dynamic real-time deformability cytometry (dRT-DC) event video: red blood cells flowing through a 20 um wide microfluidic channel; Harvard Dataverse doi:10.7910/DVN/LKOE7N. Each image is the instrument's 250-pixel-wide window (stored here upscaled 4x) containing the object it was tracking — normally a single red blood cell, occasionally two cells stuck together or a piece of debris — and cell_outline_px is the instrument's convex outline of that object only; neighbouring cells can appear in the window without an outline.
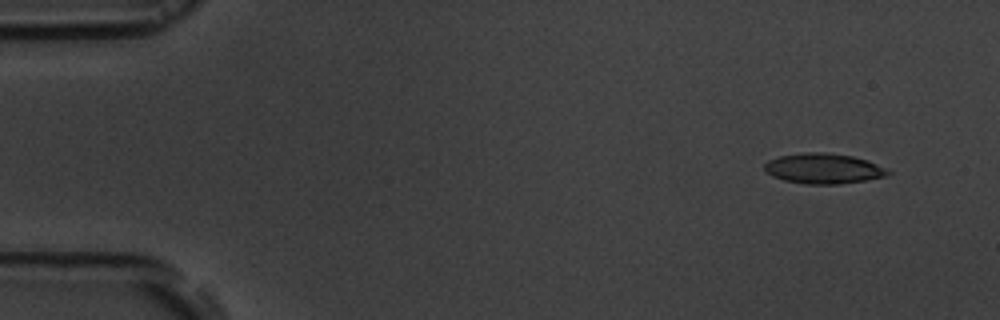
{"species": "common noctule bat (a hibernating species)", "species_latin": "Nyctalus noctula", "temperature_condition": "room temperature", "stored_images_in_passage": 52, "camera_frame_rate_fps": 3000, "um_per_image_px": 0.085, "animal": {"sex": "male", "body_mass_g": 19.5, "forearm_length_mm": 54.6}, "frame": {"image": 1, "passage_image": 1, "time_ms": 0.0, "image_size_px": [1000, 320], "cell_outline_px": [[892, 172], [884, 176], [864, 180], [840, 184], [804, 184], [784, 180], [772, 176], [764, 168], [764, 164], [768, 160], [780, 156], [804, 152], [828, 152], [852, 156], [868, 160]], "centroid_in_image_um": [69.97, 14.32], "position_along_channel_um": 15.0, "area_um2": 21.68}}
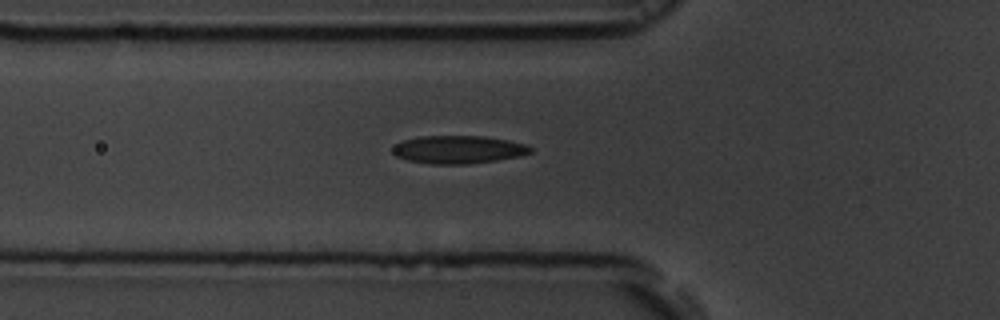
{"frame": {"image": 2, "passage_image": 16, "time_ms": 5.0, "image_size_px": [1000, 320], "cell_outline_px": [[532, 152], [520, 156], [496, 160], [468, 164], [432, 164], [408, 160], [396, 156], [392, 152], [392, 148], [396, 144], [404, 140], [420, 136], [484, 136], [508, 140], [528, 144], [532, 148]], "centroid_in_image_um": [38.98, 12.71], "position_along_channel_um": 86.8, "area_um2": 22.48}}
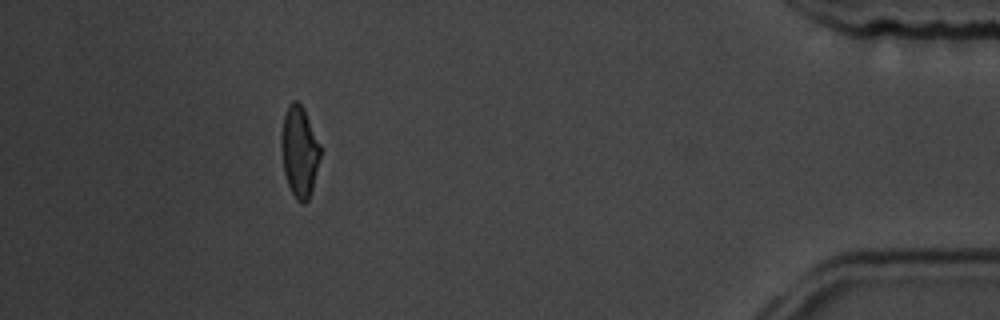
{"frame": {"image": 3, "passage_image": 47, "time_ms": 15.333, "image_size_px": [1000, 320], "cell_outline_px": [[320, 156], [312, 192], [308, 200], [304, 204], [296, 200], [288, 184], [284, 172], [280, 148], [280, 136], [284, 116], [288, 104], [292, 100], [296, 100], [304, 108], [320, 144]], "centroid_in_image_um": [25.44, 12.87], "position_along_channel_um": 409.8, "area_um2": 20.87}, "authors_computed_cell_mechanics": {"area_um2": 21.7617, "velocity_mm_per_s": 3.6653, "shape_relaxation_time_tau1_ms": 6.1486, "shape_relaxation_time_tau2_ms": 2.7556, "deformation_change_tau1": 0.1655, "deformation_change_tau2": 0.1155}}